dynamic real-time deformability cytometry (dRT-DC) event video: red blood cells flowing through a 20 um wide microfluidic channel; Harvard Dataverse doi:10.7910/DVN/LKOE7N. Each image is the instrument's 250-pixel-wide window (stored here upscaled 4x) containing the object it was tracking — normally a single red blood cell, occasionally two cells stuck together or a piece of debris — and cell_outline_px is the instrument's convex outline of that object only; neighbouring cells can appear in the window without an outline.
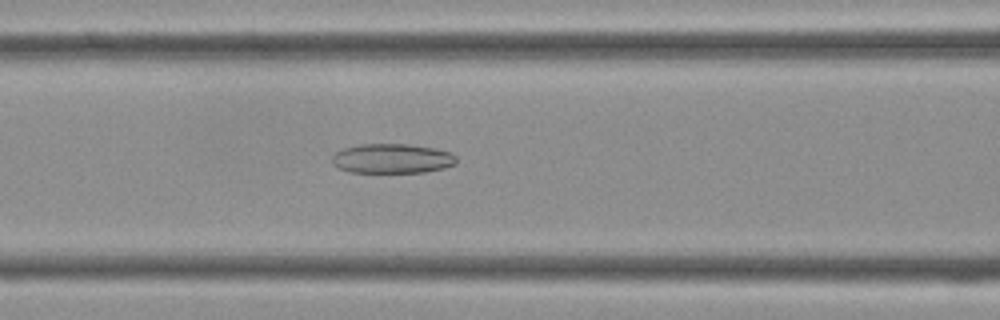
{"species": "Egyptian fruit bat (a non-hibernating species)", "species_latin": "Rousettus aegyptiacus", "temperature_condition": "cold", "stored_images_in_passage": 41, "camera_frame_rate_fps": 3000, "um_per_image_px": 0.085, "frame": {"image": 1, "passage_image": 16, "time_ms": 5.0, "image_size_px": [1000, 320], "cell_outline_px": [[456, 164], [444, 168], [424, 172], [348, 172], [336, 168], [332, 164], [332, 156], [336, 152], [344, 148], [360, 144], [408, 144], [436, 148], [452, 152], [456, 156]], "centroid_in_image_um": [33.33, 13.47], "position_along_channel_um": 133.3, "area_um2": 21.68}}
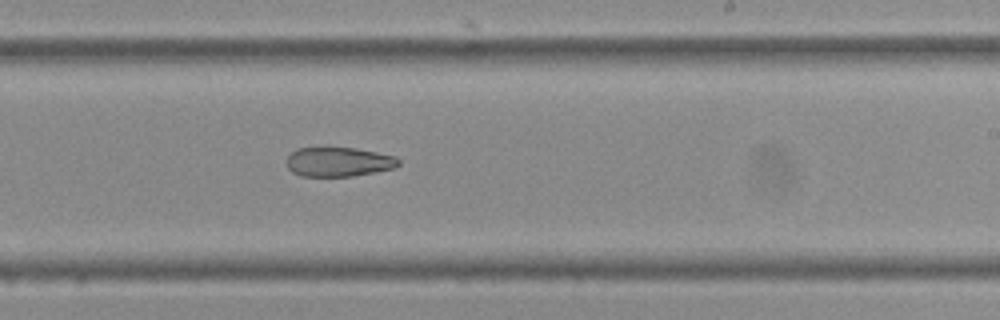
{"frame": {"image": 2, "passage_image": 24, "time_ms": 7.667, "image_size_px": [1000, 320], "cell_outline_px": [[400, 164], [392, 168], [376, 172], [352, 176], [300, 176], [292, 172], [288, 168], [284, 160], [296, 148], [324, 144], [328, 144], [356, 148], [396, 156], [400, 160]], "centroid_in_image_um": [28.71, 13.7], "position_along_channel_um": 260.3, "area_um2": 20.17}}
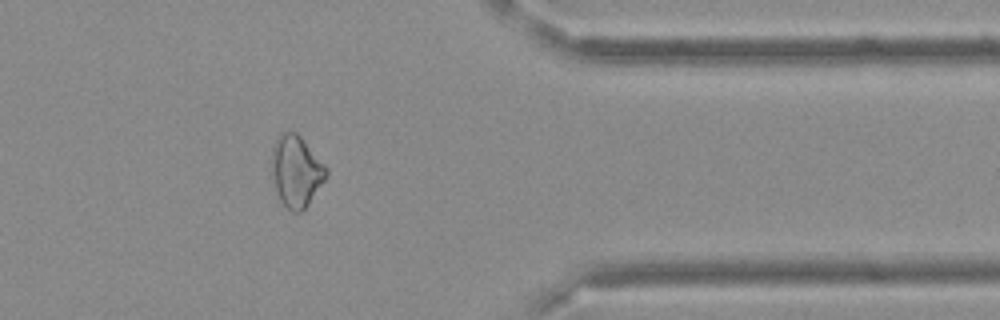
{"frame": {"image": 3, "passage_image": 33, "time_ms": 10.667, "image_size_px": [1000, 320], "cell_outline_px": [[328, 172], [324, 180], [308, 204], [300, 212], [292, 212], [280, 200], [272, 176], [272, 148], [276, 136], [280, 132], [296, 132], [300, 136], [328, 168]], "centroid_in_image_um": [25.16, 14.52], "position_along_channel_um": 386.2, "area_um2": 22.43}}